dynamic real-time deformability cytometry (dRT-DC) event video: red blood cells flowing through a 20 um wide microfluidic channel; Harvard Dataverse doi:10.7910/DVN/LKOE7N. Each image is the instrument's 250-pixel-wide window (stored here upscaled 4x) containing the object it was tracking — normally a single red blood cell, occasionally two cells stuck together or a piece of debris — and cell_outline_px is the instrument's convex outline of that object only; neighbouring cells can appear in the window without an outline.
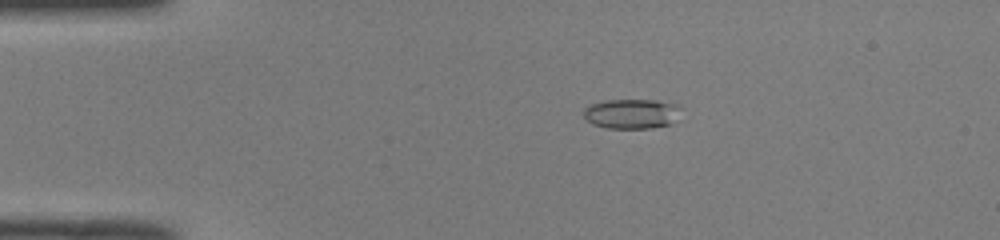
{"species": "common noctule bat (a hibernating species)", "species_latin": "Nyctalus noctula", "temperature_condition": "room temperature", "stored_images_in_passage": 52, "camera_frame_rate_fps": 3000, "um_per_image_px": 0.085, "animal": {"sex": "male", "body_mass_g": 19.0, "forearm_length_mm": 50.8}, "frame": {"image": 1, "passage_image": 11, "time_ms": 3.333, "image_size_px": [1000, 240], "cell_outline_px": [[684, 108], [668, 124], [648, 128], [608, 128], [592, 124], [584, 116], [584, 108], [592, 104], [604, 100], [656, 100], [672, 104]], "centroid_in_image_um": [53.65, 9.66], "position_along_channel_um": 31.3, "area_um2": 16.59}}
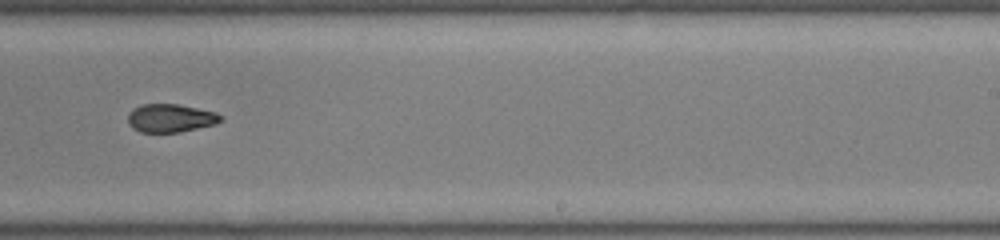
{"frame": {"image": 2, "passage_image": 33, "time_ms": 10.667, "image_size_px": [1000, 240], "cell_outline_px": [[224, 120], [216, 124], [180, 132], [140, 132], [132, 128], [128, 124], [128, 112], [132, 108], [140, 104], [176, 104], [216, 112], [224, 116]], "centroid_in_image_um": [14.49, 10.04], "position_along_channel_um": 274.5, "area_um2": 15.49}}
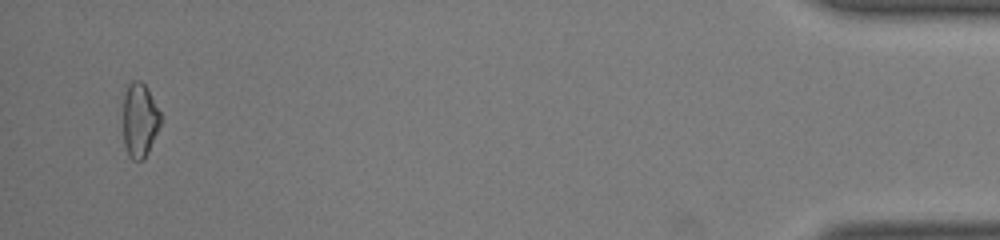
{"frame": {"image": 3, "passage_image": 50, "time_ms": 16.333, "image_size_px": [1000, 240], "cell_outline_px": [[160, 124], [148, 152], [144, 160], [132, 160], [128, 156], [124, 144], [124, 96], [128, 84], [132, 80], [140, 80], [148, 88], [160, 112]], "centroid_in_image_um": [11.87, 10.21], "position_along_channel_um": 423.3, "area_um2": 16.13}, "authors_computed_cell_mechanics": {"area_um2": 16.2996, "velocity_mm_per_s": 4.035, "shape_relaxation_time_tau1_ms": null, "shape_relaxation_time_tau2_ms": 2.5948, "deformation_change_tau1": null, "deformation_change_tau2": 0.0887}}